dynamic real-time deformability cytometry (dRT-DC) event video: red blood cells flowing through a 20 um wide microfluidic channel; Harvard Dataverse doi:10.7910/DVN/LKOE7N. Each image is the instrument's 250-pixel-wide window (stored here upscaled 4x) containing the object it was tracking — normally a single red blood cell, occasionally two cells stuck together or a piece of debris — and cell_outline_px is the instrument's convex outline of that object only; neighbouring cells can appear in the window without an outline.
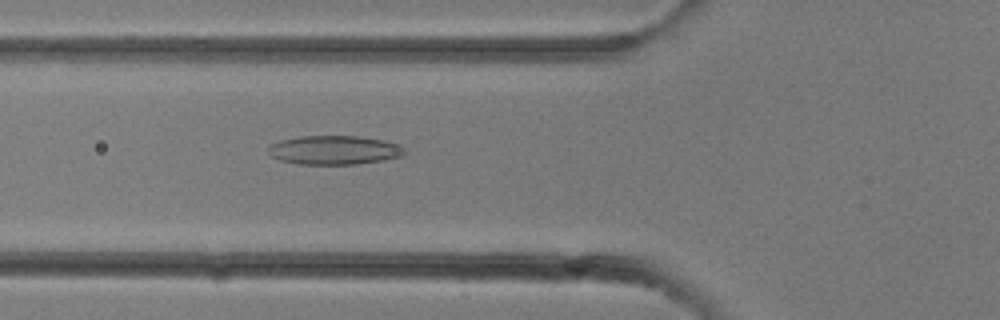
{"species": "common noctule bat (a hibernating species)", "species_latin": "Nyctalus noctula", "temperature_condition": "room temperature", "stored_images_in_passage": 7, "camera_frame_rate_fps": 3000, "um_per_image_px": 0.085, "animal": {"sex": "female"}, "frame": {"image": 1, "passage_image": 7, "time_ms": 2.0, "image_size_px": [1000, 320], "cell_outline_px": [[404, 152], [400, 156], [384, 160], [356, 164], [300, 164], [280, 160], [272, 156], [268, 152], [268, 144], [280, 140], [300, 136], [360, 136], [384, 140], [396, 144], [404, 148]], "centroid_in_image_um": [28.37, 12.75], "position_along_channel_um": 97.4, "area_um2": 22.95}}